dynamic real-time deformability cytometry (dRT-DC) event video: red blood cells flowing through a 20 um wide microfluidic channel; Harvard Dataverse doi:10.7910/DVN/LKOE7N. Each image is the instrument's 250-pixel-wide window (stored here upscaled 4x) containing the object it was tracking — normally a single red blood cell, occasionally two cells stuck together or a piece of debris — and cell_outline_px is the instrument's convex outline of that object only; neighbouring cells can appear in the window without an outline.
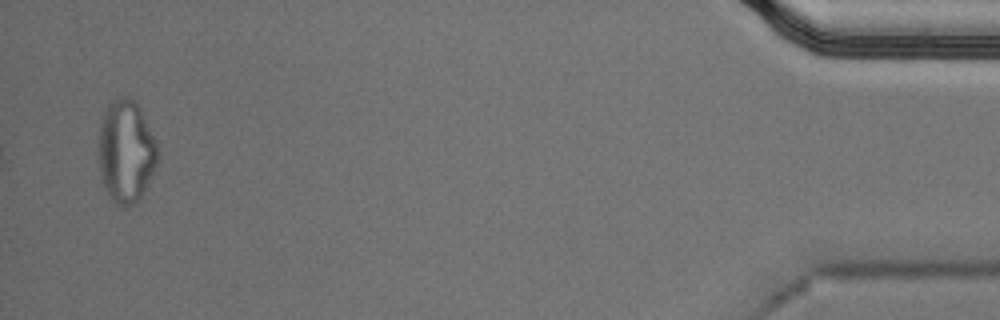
{"species": "Egyptian fruit bat (a non-hibernating species)", "species_latin": "Rousettus aegyptiacus", "temperature_condition": "cold", "stored_images_in_passage": 44, "segment_of_instrument_passage": [2, 2], "camera_frame_rate_fps": 3000, "um_per_image_px": 0.085, "animal": {"sex": "male"}, "frame": {"image": 1, "passage_image": 43, "time_ms": 14.0, "image_size_px": [1000, 320], "cell_outline_px": [[160, 156], [144, 192], [140, 200], [132, 204], [120, 208], [108, 196], [100, 172], [100, 124], [104, 112], [108, 104], [116, 96], [132, 96], [136, 100], [140, 108], [160, 152]], "centroid_in_image_um": [10.73, 12.86], "position_along_channel_um": 424.5, "area_um2": 35.43}}